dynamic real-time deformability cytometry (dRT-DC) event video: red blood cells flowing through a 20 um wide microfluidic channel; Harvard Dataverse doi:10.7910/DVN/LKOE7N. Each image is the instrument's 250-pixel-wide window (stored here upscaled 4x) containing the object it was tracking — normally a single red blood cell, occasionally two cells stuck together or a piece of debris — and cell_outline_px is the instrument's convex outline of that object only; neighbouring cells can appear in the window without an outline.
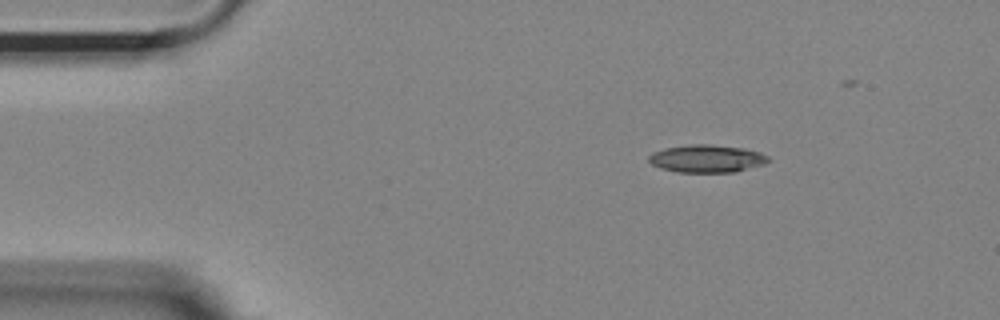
{"species": "Egyptian fruit bat (a non-hibernating species)", "species_latin": "Rousettus aegyptiacus", "temperature_condition": "room temperature", "stored_images_in_passage": 42, "camera_frame_rate_fps": 3000, "um_per_image_px": 0.085, "animal": {"sex": "female"}, "frame": {"image": 1, "passage_image": 1, "time_ms": 0.0, "image_size_px": [1000, 320], "cell_outline_px": [[768, 160], [764, 164], [736, 172], [676, 172], [660, 168], [652, 164], [648, 160], [648, 156], [652, 152], [664, 148], [688, 144], [708, 144], [744, 148], [760, 152], [768, 156]], "centroid_in_image_um": [60.05, 13.48], "position_along_channel_um": 25.0, "area_um2": 19.36}}
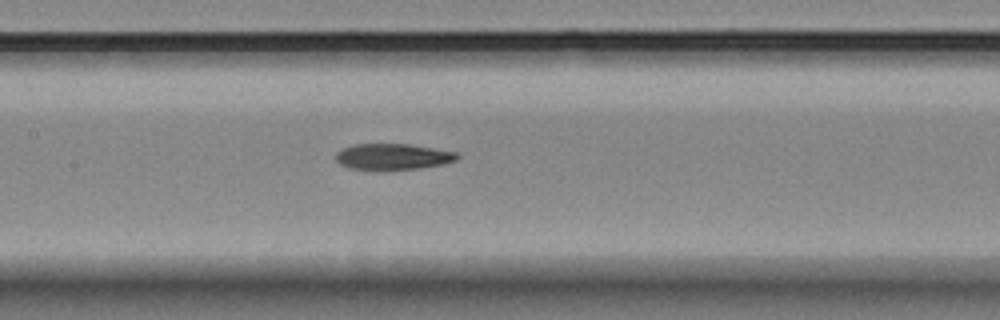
{"frame": {"image": 2, "passage_image": 18, "time_ms": 5.667, "image_size_px": [1000, 320], "cell_outline_px": [[460, 156], [456, 160], [444, 164], [420, 168], [348, 168], [340, 164], [336, 160], [336, 152], [344, 148], [356, 144], [408, 144], [456, 152]], "centroid_in_image_um": [33.41, 13.29], "position_along_channel_um": 174.0, "area_um2": 17.86}}
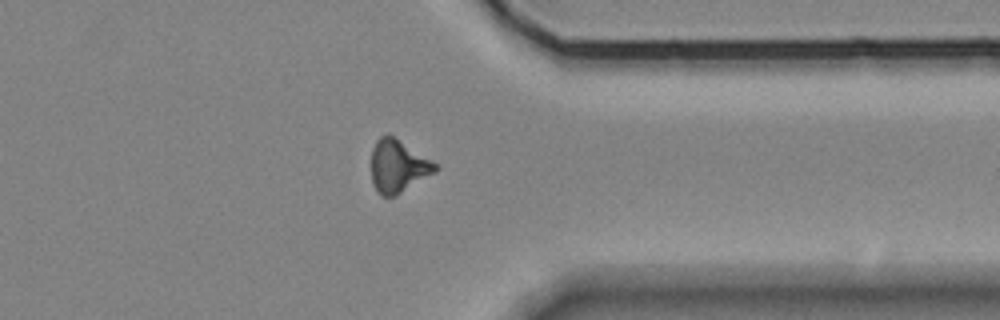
{"frame": {"image": 3, "passage_image": 35, "time_ms": 11.333, "image_size_px": [1000, 320], "cell_outline_px": [[440, 168], [436, 172], [396, 196], [380, 196], [372, 180], [372, 148], [376, 140], [380, 136], [388, 132], [432, 160]], "centroid_in_image_um": [33.85, 14.1], "position_along_channel_um": 377.6, "area_um2": 19.83}, "authors_computed_cell_mechanics": {"area_um2": 19.2474, "velocity_mm_per_s": 3.6914, "shape_relaxation_time_tau1_ms": 9.674, "shape_relaxation_time_tau2_ms": null, "deformation_change_tau1": 0.239, "deformation_change_tau2": null}}